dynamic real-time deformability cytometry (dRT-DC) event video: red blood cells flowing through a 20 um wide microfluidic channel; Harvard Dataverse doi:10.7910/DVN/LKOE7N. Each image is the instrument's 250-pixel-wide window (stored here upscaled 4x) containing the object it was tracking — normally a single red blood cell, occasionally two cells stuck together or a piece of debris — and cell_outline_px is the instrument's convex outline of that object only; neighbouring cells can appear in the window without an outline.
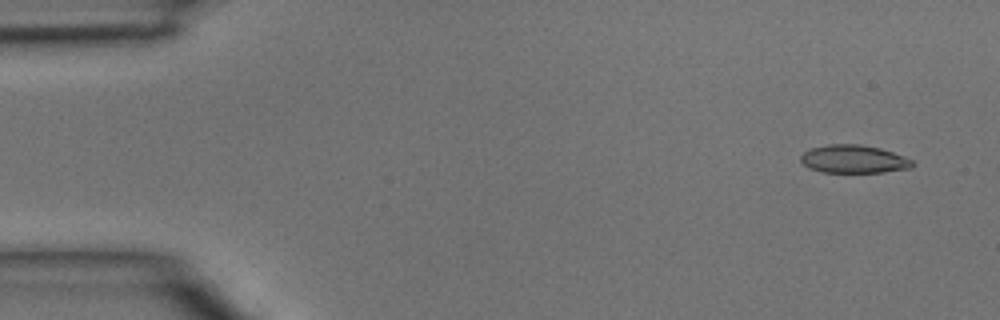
{"species": "common noctule bat (a hibernating species)", "species_latin": "Nyctalus noctula", "temperature_condition": "room temperature", "stored_images_in_passage": 4, "camera_frame_rate_fps": 3000, "um_per_image_px": 0.085, "animal": {"sex": "male", "body_mass_g": 15.6}, "frame": {"image": 1, "passage_image": 1, "time_ms": 0.0, "image_size_px": [1000, 320], "cell_outline_px": [[916, 164], [912, 168], [884, 172], [824, 172], [808, 168], [800, 160], [800, 156], [808, 148], [828, 144], [860, 144], [880, 148], [904, 156], [912, 160]], "centroid_in_image_um": [72.57, 13.52], "position_along_channel_um": 12.4, "area_um2": 18.44}}
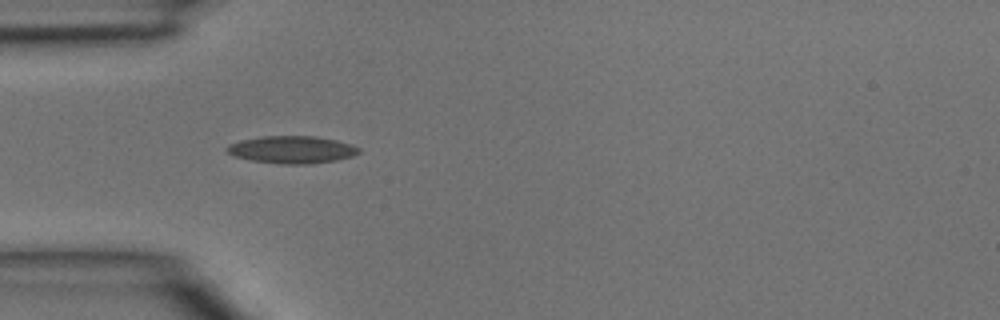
{"frame": {"image": 2, "passage_image": 4, "time_ms": 1.0, "image_size_px": [1000, 320], "cell_outline_px": [[360, 152], [352, 156], [336, 160], [308, 164], [280, 164], [252, 160], [236, 156], [228, 152], [224, 148], [228, 144], [240, 140], [260, 136], [316, 136], [336, 140], [352, 144], [360, 148]], "centroid_in_image_um": [24.81, 12.71], "position_along_channel_um": 60.2, "area_um2": 21.1}}